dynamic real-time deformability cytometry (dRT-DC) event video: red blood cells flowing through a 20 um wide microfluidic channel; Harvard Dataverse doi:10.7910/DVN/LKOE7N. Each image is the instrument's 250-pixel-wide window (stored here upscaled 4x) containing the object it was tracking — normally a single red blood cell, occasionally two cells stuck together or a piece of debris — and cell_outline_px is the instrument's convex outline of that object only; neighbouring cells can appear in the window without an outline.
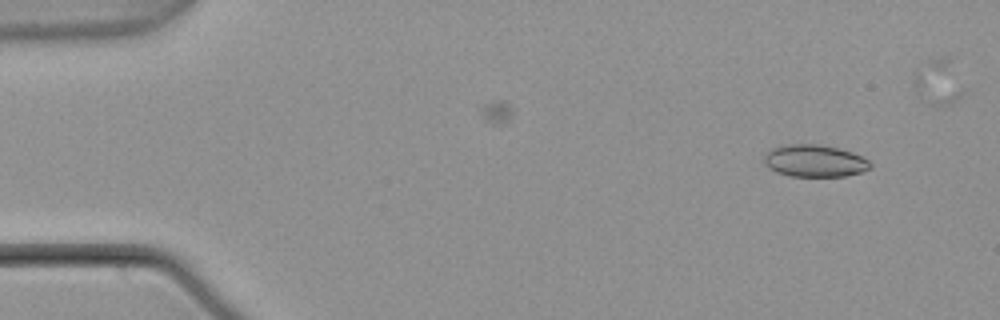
{"species": "common noctule bat (a hibernating species)", "species_latin": "Nyctalus noctula", "temperature_condition": "warm", "stored_images_in_passage": 7, "segment_of_instrument_passage": [1, 2], "camera_frame_rate_fps": 3000, "um_per_image_px": 0.085, "animal": {"sex": "male", "body_mass_g": 21.5, "forearm_length_mm": 52.0}, "frame": {"image": 1, "passage_image": 1, "time_ms": 0.0, "image_size_px": [1000, 320], "cell_outline_px": [[872, 164], [868, 168], [860, 172], [844, 176], [788, 176], [776, 172], [768, 168], [764, 164], [764, 156], [772, 148], [780, 144], [820, 144], [852, 152], [868, 160]], "centroid_in_image_um": [69.18, 13.67], "position_along_channel_um": 15.8, "area_um2": 19.88}}
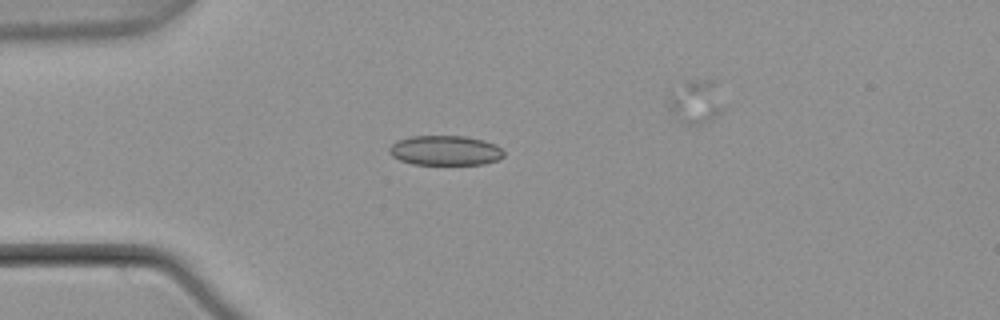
{"frame": {"image": 2, "passage_image": 4, "time_ms": 1.0, "image_size_px": [1000, 320], "cell_outline_px": [[504, 156], [496, 160], [484, 164], [412, 164], [400, 160], [392, 156], [388, 152], [388, 148], [396, 140], [412, 136], [464, 136], [484, 140], [496, 144], [504, 152]], "centroid_in_image_um": [37.82, 12.78], "position_along_channel_um": 47.2, "area_um2": 19.94}}